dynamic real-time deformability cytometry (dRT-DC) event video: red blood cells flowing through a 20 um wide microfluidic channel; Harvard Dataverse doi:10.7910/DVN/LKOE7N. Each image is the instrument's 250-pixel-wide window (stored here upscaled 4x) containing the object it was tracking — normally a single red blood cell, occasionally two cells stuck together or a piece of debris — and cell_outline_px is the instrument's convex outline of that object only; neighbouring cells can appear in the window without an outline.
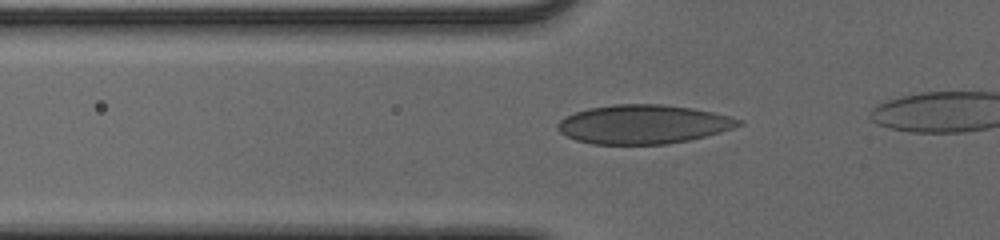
{"species": "human", "species_latin": "Homo sapiens", "temperature_condition": "cold", "stored_images_in_passage": 35, "camera_frame_rate_fps": 3000, "um_per_image_px": 0.085, "donor": {"sex": "male"}, "frame": {"image": 1, "passage_image": 7, "time_ms": 2.0, "image_size_px": [1000, 240], "cell_outline_px": [[744, 124], [720, 132], [688, 140], [668, 144], [592, 144], [576, 140], [560, 132], [556, 128], [556, 124], [560, 120], [576, 112], [588, 108], [612, 104], [660, 104], [692, 108], [712, 112], [728, 116], [740, 120]], "centroid_in_image_um": [54.65, 10.56], "position_along_channel_um": 71.2, "area_um2": 40.86}}
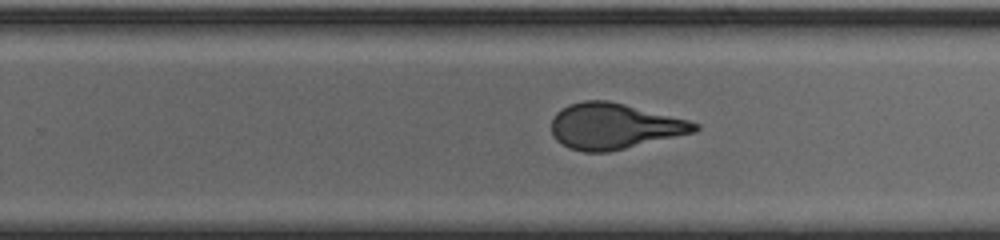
{"frame": {"image": 2, "passage_image": 23, "time_ms": 7.333, "image_size_px": [1000, 240], "cell_outline_px": [[700, 128], [696, 132], [608, 152], [584, 152], [568, 148], [556, 140], [552, 132], [552, 116], [560, 108], [568, 104], [584, 100], [608, 100], [688, 120], [700, 124]], "centroid_in_image_um": [52.18, 10.72], "position_along_channel_um": 277.6, "area_um2": 38.26}}
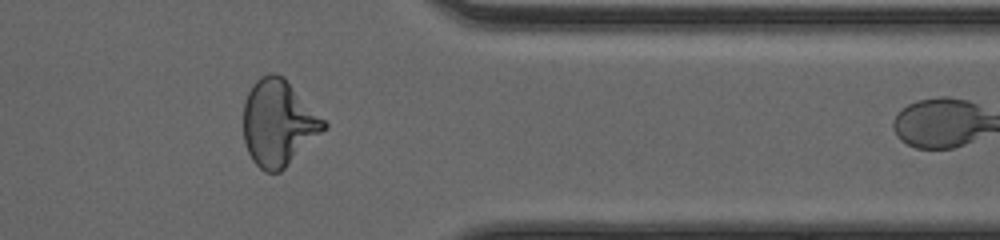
{"frame": {"image": 3, "passage_image": 32, "time_ms": 10.333, "image_size_px": [1000, 240], "cell_outline_px": [[328, 128], [280, 172], [264, 172], [252, 160], [248, 152], [244, 140], [244, 100], [252, 84], [260, 76], [268, 72], [276, 72], [284, 76], [328, 124]], "centroid_in_image_um": [23.67, 10.43], "position_along_channel_um": 387.7, "area_um2": 40.58}}